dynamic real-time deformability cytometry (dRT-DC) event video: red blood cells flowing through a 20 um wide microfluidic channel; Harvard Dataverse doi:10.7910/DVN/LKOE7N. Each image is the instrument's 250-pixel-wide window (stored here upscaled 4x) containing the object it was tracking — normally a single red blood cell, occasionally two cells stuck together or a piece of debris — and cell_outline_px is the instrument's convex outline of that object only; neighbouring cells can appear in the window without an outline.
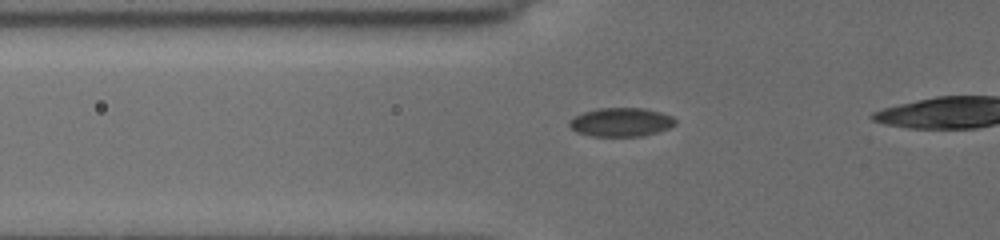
{"species": "common noctule bat (a hibernating species)", "species_latin": "Nyctalus noctula", "temperature_condition": "cold", "stored_images_in_passage": 29, "camera_frame_rate_fps": 3000, "um_per_image_px": 0.085, "animal": {"sex": "female", "body_mass_g": 19.5, "forearm_length_mm": 54.1}, "frame": {"image": 1, "passage_image": 8, "time_ms": 3.667, "image_size_px": [1000, 240], "cell_outline_px": [[676, 124], [668, 128], [656, 132], [640, 136], [592, 136], [576, 132], [568, 124], [568, 120], [584, 112], [600, 108], [644, 108], [660, 112], [672, 116], [676, 120]], "centroid_in_image_um": [52.78, 10.38], "position_along_channel_um": 73.0, "area_um2": 17.63}}
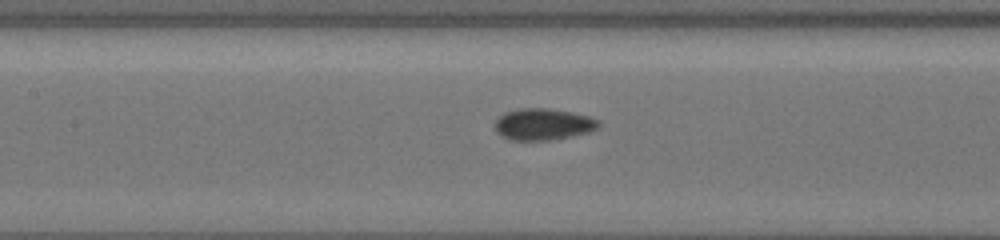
{"frame": {"image": 2, "passage_image": 16, "time_ms": 6.0, "image_size_px": [1000, 240], "cell_outline_px": [[600, 124], [596, 128], [588, 132], [552, 140], [508, 140], [500, 136], [496, 132], [496, 120], [504, 112], [520, 108], [548, 108], [572, 112], [588, 116], [600, 120]], "centroid_in_image_um": [46.14, 10.56], "position_along_channel_um": 161.3, "area_um2": 19.13}}
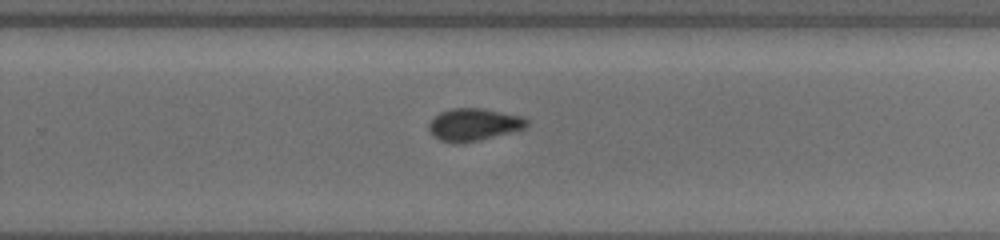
{"frame": {"image": 3, "passage_image": 27, "time_ms": 9.333, "image_size_px": [1000, 240], "cell_outline_px": [[528, 124], [524, 128], [476, 140], [440, 140], [428, 128], [428, 124], [440, 112], [452, 108], [484, 108], [520, 116], [528, 120]], "centroid_in_image_um": [40.29, 10.52], "position_along_channel_um": 289.5, "area_um2": 17.46}}